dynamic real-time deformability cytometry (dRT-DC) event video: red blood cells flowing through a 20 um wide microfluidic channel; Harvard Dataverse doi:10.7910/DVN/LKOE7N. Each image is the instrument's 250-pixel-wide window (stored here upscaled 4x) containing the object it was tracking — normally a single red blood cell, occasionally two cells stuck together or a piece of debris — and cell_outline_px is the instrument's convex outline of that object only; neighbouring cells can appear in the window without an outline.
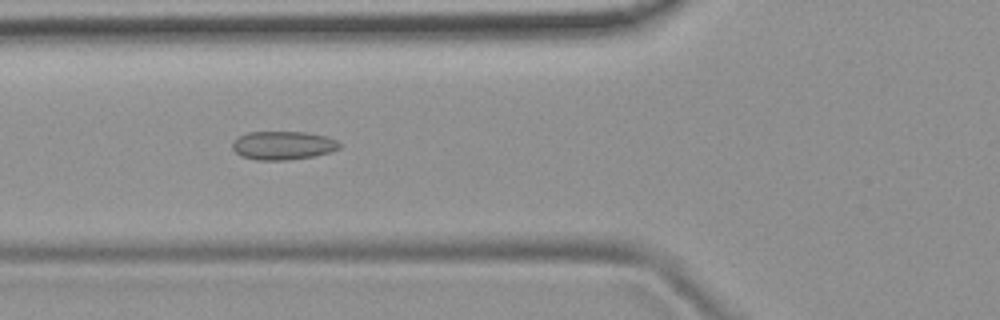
{"species": "common noctule bat (a hibernating species)", "species_latin": "Nyctalus noctula", "temperature_condition": "room temperature", "stored_images_in_passage": 6, "camera_frame_rate_fps": 3000, "um_per_image_px": 0.085, "animal": {"sex": "female", "body_mass_g": 19.9}, "frame": {"image": 1, "passage_image": 6, "time_ms": 5.667, "image_size_px": [1000, 320], "cell_outline_px": [[340, 148], [332, 152], [312, 156], [288, 160], [256, 160], [240, 156], [232, 148], [232, 144], [236, 136], [248, 132], [304, 132], [324, 136], [336, 140], [340, 144]], "centroid_in_image_um": [24.02, 12.36], "position_along_channel_um": 101.8, "area_um2": 17.86}}